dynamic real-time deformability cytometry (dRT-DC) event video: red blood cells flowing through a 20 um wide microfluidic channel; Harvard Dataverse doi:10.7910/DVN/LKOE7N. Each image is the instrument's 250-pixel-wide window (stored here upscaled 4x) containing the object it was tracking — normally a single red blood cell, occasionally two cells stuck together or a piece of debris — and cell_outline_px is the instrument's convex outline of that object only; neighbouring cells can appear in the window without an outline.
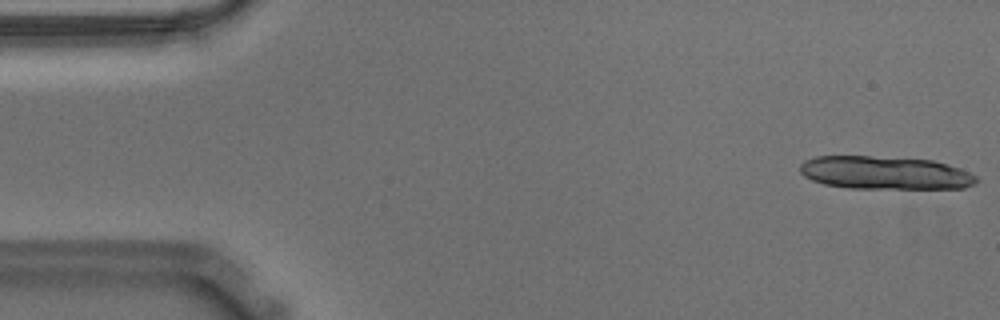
{"species": "Egyptian fruit bat (a non-hibernating species)", "species_latin": "Rousettus aegyptiacus", "temperature_condition": "warm", "stored_images_in_passage": 12, "camera_frame_rate_fps": 3000, "um_per_image_px": 0.085, "animal": {"sex": "male"}, "frame": {"image": 1, "passage_image": 1, "time_ms": 0.0, "image_size_px": [1000, 320], "cell_outline_px": [[980, 180], [976, 184], [964, 188], [848, 188], [824, 184], [812, 180], [804, 176], [800, 172], [800, 164], [804, 160], [816, 156], [872, 156], [932, 160], [948, 164], [960, 168], [976, 176]], "centroid_in_image_um": [75.23, 14.69], "position_along_channel_um": 9.8, "area_um2": 34.16}}